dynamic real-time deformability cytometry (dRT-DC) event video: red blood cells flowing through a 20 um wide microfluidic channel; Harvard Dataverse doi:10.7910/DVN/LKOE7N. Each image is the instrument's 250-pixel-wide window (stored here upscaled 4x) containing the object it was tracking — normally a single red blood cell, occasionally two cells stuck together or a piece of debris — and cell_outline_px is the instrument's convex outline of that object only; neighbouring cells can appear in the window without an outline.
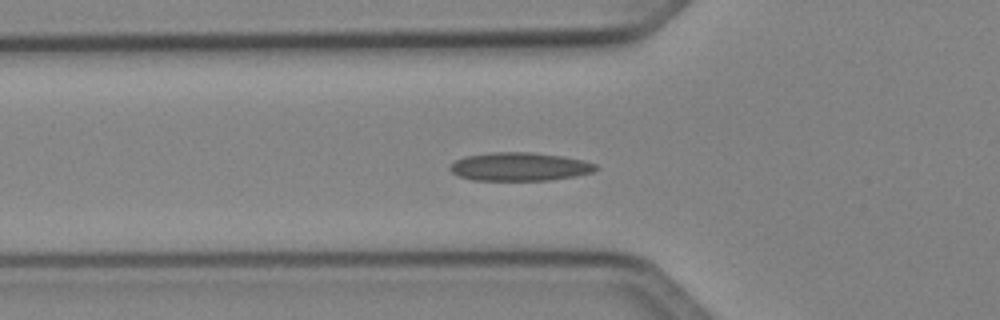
{"species": "Egyptian fruit bat (a non-hibernating species)", "species_latin": "Rousettus aegyptiacus", "temperature_condition": "cold", "stored_images_in_passage": 51, "camera_frame_rate_fps": 3000, "um_per_image_px": 0.085, "animal": {"sex": "female"}, "frame": {"image": 1, "passage_image": 17, "time_ms": 5.333, "image_size_px": [1000, 320], "cell_outline_px": [[600, 168], [592, 172], [576, 176], [548, 180], [472, 180], [460, 176], [452, 172], [448, 168], [456, 160], [464, 156], [488, 152], [532, 152], [560, 156], [584, 160], [596, 164]], "centroid_in_image_um": [44.17, 14.16], "position_along_channel_um": 81.6, "area_um2": 24.16}}
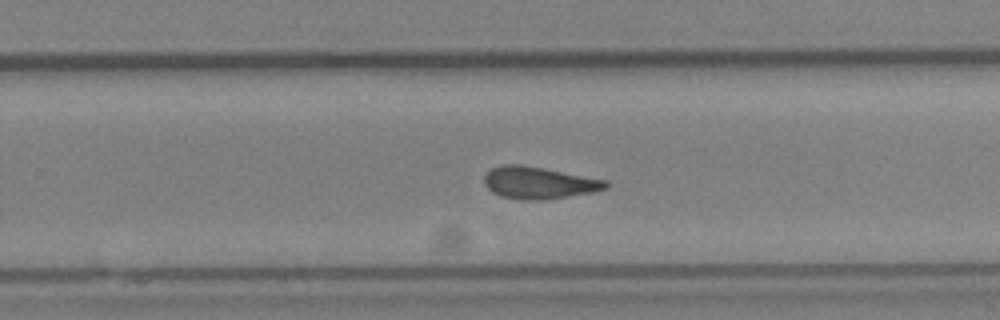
{"frame": {"image": 2, "passage_image": 32, "time_ms": 10.333, "image_size_px": [1000, 320], "cell_outline_px": [[608, 188], [592, 192], [544, 200], [524, 200], [500, 196], [492, 192], [484, 184], [484, 176], [492, 168], [504, 164], [520, 164], [608, 180]], "centroid_in_image_um": [45.79, 15.54], "position_along_channel_um": 284.0, "area_um2": 22.6}}
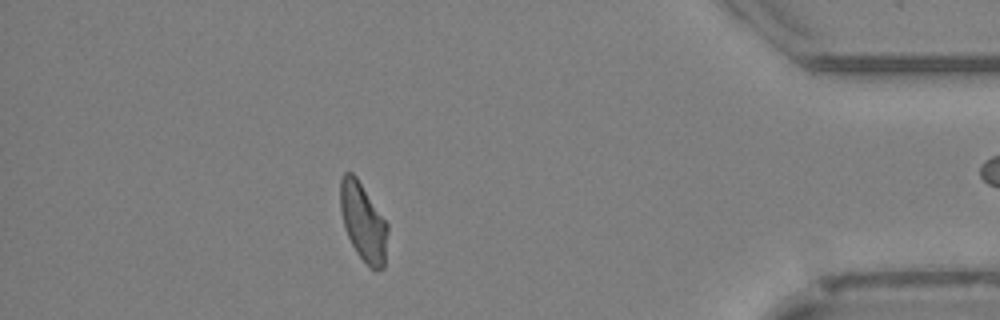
{"frame": {"image": 3, "passage_image": 44, "time_ms": 14.333, "image_size_px": [1000, 320], "cell_outline_px": [[388, 232], [384, 268], [376, 272], [368, 268], [356, 252], [344, 228], [340, 212], [340, 180], [344, 172], [352, 172], [356, 176], [388, 224]], "centroid_in_image_um": [30.87, 18.92], "position_along_channel_um": 404.3, "area_um2": 21.85}, "authors_computed_cell_mechanics": {"area_um2": 22.4264, "velocity_mm_per_s": 4.0565, "shape_relaxation_time_tau1_ms": null, "shape_relaxation_time_tau2_ms": 2.0665, "deformation_change_tau1": null, "deformation_change_tau2": 0.0779}}